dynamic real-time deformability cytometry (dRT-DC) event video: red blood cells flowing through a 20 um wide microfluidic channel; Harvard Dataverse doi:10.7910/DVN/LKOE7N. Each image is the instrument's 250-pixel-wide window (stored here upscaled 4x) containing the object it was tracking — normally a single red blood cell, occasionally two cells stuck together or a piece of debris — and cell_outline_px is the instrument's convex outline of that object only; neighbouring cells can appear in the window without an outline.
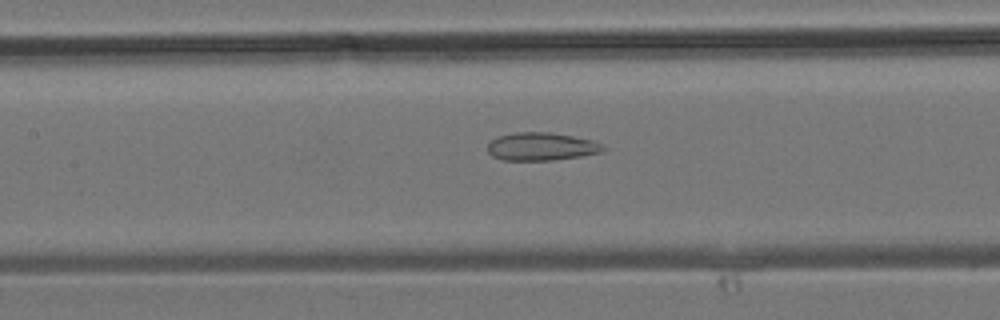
{"species": "common noctule bat (a hibernating species)", "species_latin": "Nyctalus noctula", "temperature_condition": "room temperature", "stored_images_in_passage": 28, "camera_frame_rate_fps": 3000, "um_per_image_px": 0.085, "animal": {"sex": "male", "body_mass_g": 19.2, "forearm_length_mm": 51.8}, "frame": {"image": 1, "passage_image": 8, "time_ms": 2.333, "image_size_px": [1000, 320], "cell_outline_px": [[604, 148], [600, 152], [580, 156], [552, 160], [500, 160], [492, 156], [488, 152], [488, 144], [496, 136], [516, 132], [552, 132], [592, 140], [604, 144]], "centroid_in_image_um": [45.98, 12.45], "position_along_channel_um": 161.4, "area_um2": 18.84}}
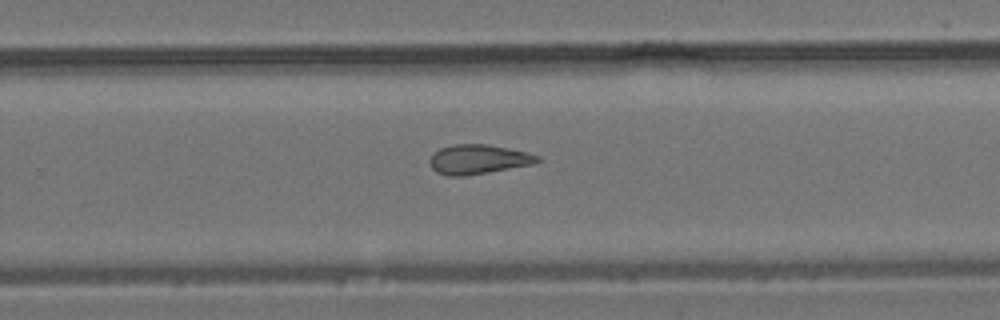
{"frame": {"image": 2, "passage_image": 15, "time_ms": 4.667, "image_size_px": [1000, 320], "cell_outline_px": [[544, 160], [532, 164], [488, 172], [464, 176], [448, 176], [436, 172], [432, 168], [428, 160], [440, 148], [452, 144], [488, 144], [528, 152], [540, 156]], "centroid_in_image_um": [40.67, 13.54], "position_along_channel_um": 289.1, "area_um2": 18.55}}
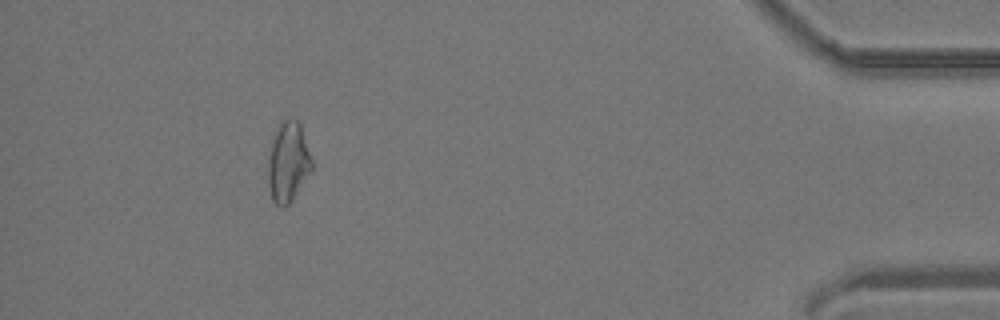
{"frame": {"image": 3, "passage_image": 25, "time_ms": 8.0, "image_size_px": [1000, 320], "cell_outline_px": [[312, 172], [292, 200], [284, 208], [280, 208], [272, 200], [268, 184], [268, 160], [272, 140], [276, 128], [280, 120], [296, 120], [300, 124], [312, 160]], "centroid_in_image_um": [24.48, 13.81], "position_along_channel_um": 410.7, "area_um2": 20.52}}